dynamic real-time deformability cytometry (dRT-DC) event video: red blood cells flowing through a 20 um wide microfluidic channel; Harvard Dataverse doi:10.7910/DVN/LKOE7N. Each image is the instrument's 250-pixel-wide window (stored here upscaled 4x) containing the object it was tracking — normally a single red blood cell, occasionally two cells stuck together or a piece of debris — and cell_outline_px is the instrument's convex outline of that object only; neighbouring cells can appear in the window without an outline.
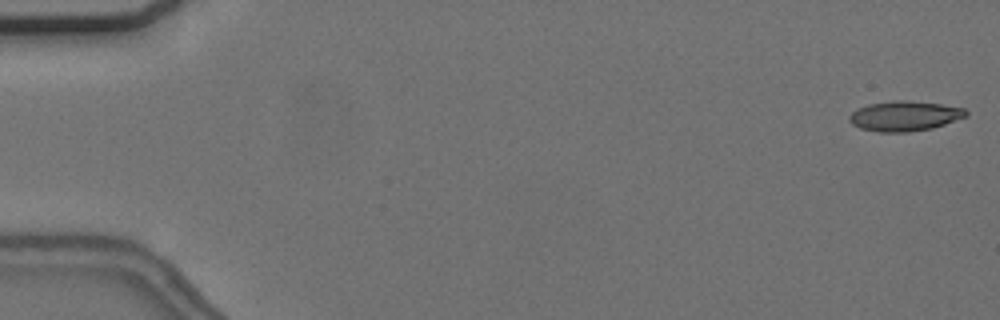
{"species": "common noctule bat (a hibernating species)", "species_latin": "Nyctalus noctula", "temperature_condition": "cold", "stored_images_in_passage": 12, "camera_frame_rate_fps": 3000, "um_per_image_px": 0.085, "animal": {"sex": "female", "body_mass_g": 24.6, "forearm_length_mm": 56.2}, "frame": {"image": 1, "passage_image": 1, "time_ms": 0.0, "image_size_px": [1000, 320], "cell_outline_px": [[968, 116], [932, 128], [908, 132], [880, 132], [860, 128], [852, 124], [848, 120], [848, 116], [856, 108], [868, 104], [896, 100], [908, 100], [940, 104], [964, 108], [968, 112]], "centroid_in_image_um": [76.87, 9.85], "position_along_channel_um": 8.1, "area_um2": 20.46}}